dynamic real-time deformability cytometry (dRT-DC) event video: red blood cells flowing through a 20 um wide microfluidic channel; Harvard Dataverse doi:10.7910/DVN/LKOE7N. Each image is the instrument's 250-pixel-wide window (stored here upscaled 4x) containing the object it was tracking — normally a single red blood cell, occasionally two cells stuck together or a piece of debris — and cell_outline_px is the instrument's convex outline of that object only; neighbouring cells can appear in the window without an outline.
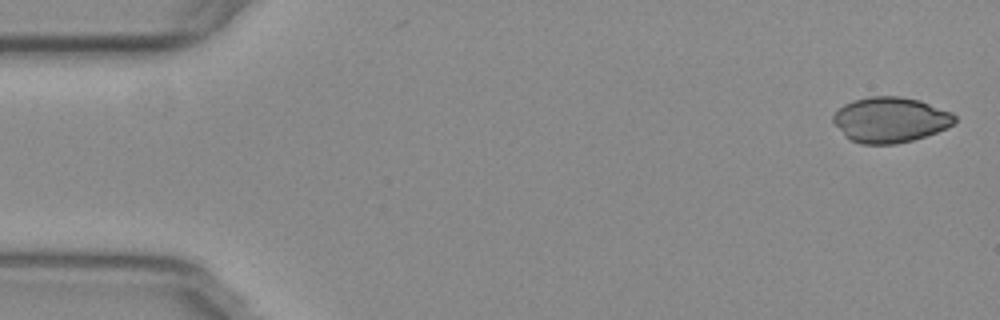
{"species": "common noctule bat (a hibernating species)", "species_latin": "Nyctalus noctula", "temperature_condition": "warm", "stored_images_in_passage": 51, "camera_frame_rate_fps": 3000, "um_per_image_px": 0.085, "animal": {"sex": "female", "body_mass_g": 29.2, "forearm_length_mm": 56.3}, "frame": {"image": 1, "passage_image": 1, "time_ms": 0.0, "image_size_px": [1000, 320], "cell_outline_px": [[956, 120], [948, 128], [912, 140], [896, 144], [860, 144], [844, 136], [832, 120], [832, 116], [844, 104], [852, 100], [868, 96], [900, 96], [920, 100], [952, 112], [956, 116]], "centroid_in_image_um": [75.67, 10.17], "position_along_channel_um": 9.3, "area_um2": 32.25}}
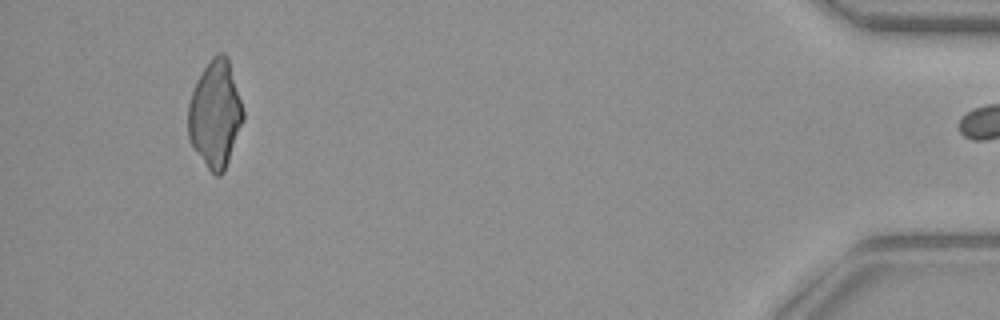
{"frame": {"image": 2, "passage_image": 50, "time_ms": 16.333, "image_size_px": [1000, 320], "cell_outline_px": [[244, 120], [224, 172], [220, 176], [216, 176], [208, 168], [192, 148], [188, 136], [188, 104], [196, 80], [212, 56], [220, 52], [224, 52], [228, 56], [244, 112]], "centroid_in_image_um": [18.29, 9.69], "position_along_channel_um": 416.9, "area_um2": 34.45}}